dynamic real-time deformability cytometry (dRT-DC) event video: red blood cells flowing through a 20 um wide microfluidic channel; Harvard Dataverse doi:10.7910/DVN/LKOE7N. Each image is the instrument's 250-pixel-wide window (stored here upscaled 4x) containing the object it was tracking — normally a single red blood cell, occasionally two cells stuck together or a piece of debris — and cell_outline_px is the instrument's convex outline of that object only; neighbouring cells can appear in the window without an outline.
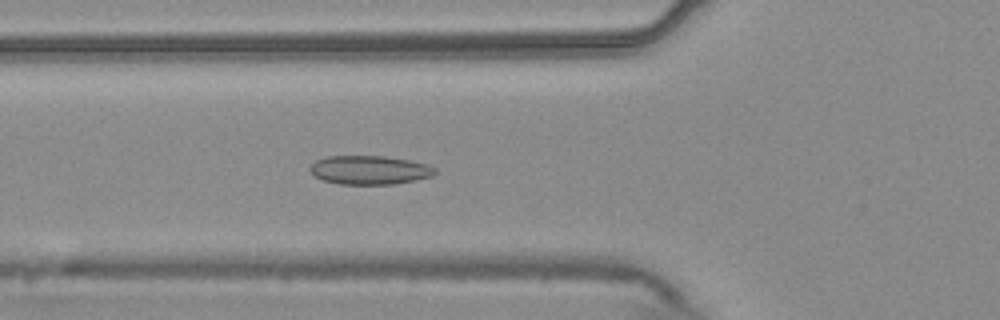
{"species": "common noctule bat (a hibernating species)", "species_latin": "Nyctalus noctula", "temperature_condition": "warm", "stored_images_in_passage": 42, "camera_frame_rate_fps": 3000, "um_per_image_px": 0.085, "animal": {"sex": "male", "body_mass_g": 20.4}, "frame": {"image": 1, "passage_image": 8, "time_ms": 2.333, "image_size_px": [1000, 320], "cell_outline_px": [[436, 172], [432, 176], [416, 180], [392, 184], [340, 184], [324, 180], [316, 176], [308, 168], [316, 160], [328, 156], [384, 156], [408, 160], [428, 164], [436, 168]], "centroid_in_image_um": [31.43, 14.45], "position_along_channel_um": 94.4, "area_um2": 20.87}}
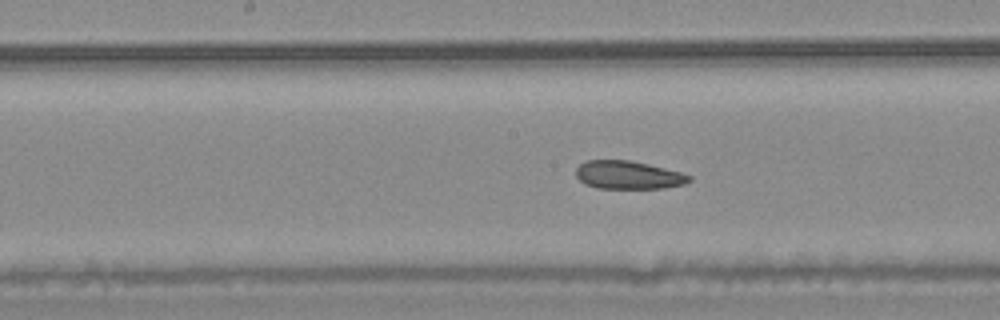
{"frame": {"image": 2, "passage_image": 16, "time_ms": 5.0, "image_size_px": [1000, 320], "cell_outline_px": [[692, 180], [684, 184], [664, 188], [596, 188], [584, 184], [576, 176], [576, 168], [584, 160], [632, 160], [680, 172], [692, 176]], "centroid_in_image_um": [53.38, 14.87], "position_along_channel_um": 194.8, "area_um2": 18.67}}
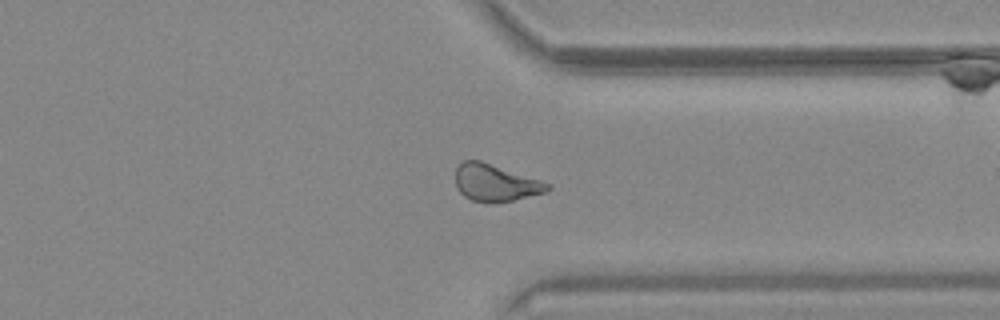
{"frame": {"image": 3, "passage_image": 30, "time_ms": 9.667, "image_size_px": [1000, 320], "cell_outline_px": [[552, 188], [544, 192], [512, 200], [472, 200], [464, 196], [456, 188], [456, 168], [464, 160], [480, 160], [552, 184]], "centroid_in_image_um": [42.1, 15.5], "position_along_channel_um": 369.3, "area_um2": 19.19}, "authors_computed_cell_mechanics": {"area_um2": 19.9988, "velocity_mm_per_s": 3.7458, "shape_relaxation_time_tau1_ms": null, "shape_relaxation_time_tau2_ms": 4.511, "deformation_change_tau1": null, "deformation_change_tau2": 0.0959}}